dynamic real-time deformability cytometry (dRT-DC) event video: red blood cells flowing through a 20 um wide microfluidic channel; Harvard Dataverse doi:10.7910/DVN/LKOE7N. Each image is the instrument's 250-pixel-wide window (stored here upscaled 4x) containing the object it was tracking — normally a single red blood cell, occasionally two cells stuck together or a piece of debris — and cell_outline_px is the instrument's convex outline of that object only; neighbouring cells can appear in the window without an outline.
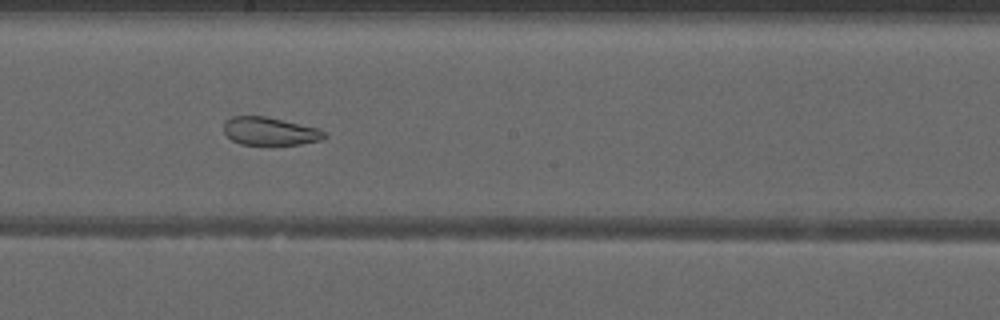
{"species": "common noctule bat (a hibernating species)", "species_latin": "Nyctalus noctula", "temperature_condition": "warm", "stored_images_in_passage": 46, "camera_frame_rate_fps": 3000, "um_per_image_px": 0.085, "animal": {"sex": "male", "forearm_length_mm": 52.5}, "frame": {"image": 1, "passage_image": 27, "time_ms": 8.667, "image_size_px": [1000, 320], "cell_outline_px": [[328, 136], [320, 140], [300, 144], [240, 144], [232, 140], [224, 132], [224, 124], [232, 116], [264, 116], [320, 128], [328, 132]], "centroid_in_image_um": [23.0, 11.15], "position_along_channel_um": 225.2, "area_um2": 16.36}}
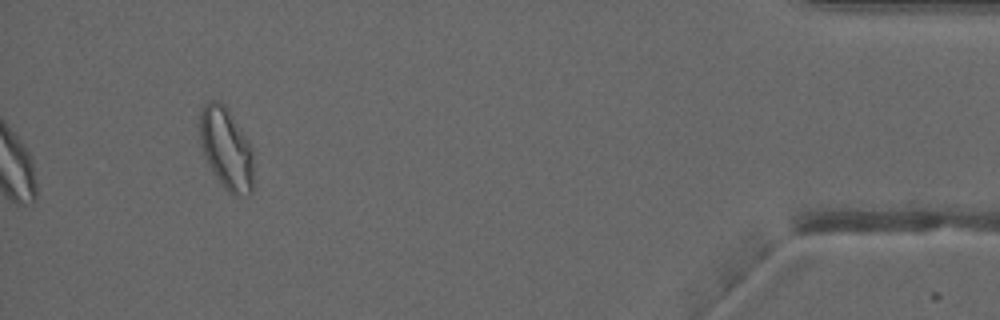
{"frame": {"image": 2, "passage_image": 46, "time_ms": 15.0, "image_size_px": [1000, 320], "cell_outline_px": [[252, 192], [248, 196], [232, 196], [224, 188], [208, 164], [204, 156], [196, 124], [200, 112], [204, 104], [208, 100], [216, 100], [224, 104], [228, 108], [248, 140], [252, 148]], "centroid_in_image_um": [19.2, 12.6], "position_along_channel_um": 416.0, "area_um2": 26.13}, "authors_computed_cell_mechanics": {"area_um2": 25.4898, "velocity_mm_per_s": 4.0095, "shape_relaxation_time_tau1_ms": null, "shape_relaxation_time_tau2_ms": 1.4736, "deformation_change_tau1": null, "deformation_change_tau2": 0.0934}}